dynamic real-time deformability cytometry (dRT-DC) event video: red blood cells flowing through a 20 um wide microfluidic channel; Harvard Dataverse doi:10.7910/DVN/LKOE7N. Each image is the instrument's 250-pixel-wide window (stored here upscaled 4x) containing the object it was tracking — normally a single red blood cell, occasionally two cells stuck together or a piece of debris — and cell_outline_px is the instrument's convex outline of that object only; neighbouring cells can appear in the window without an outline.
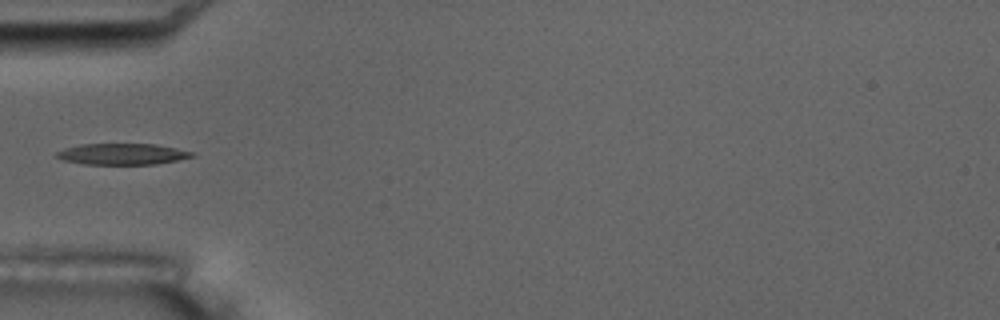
{"species": "common noctule bat (a hibernating species)", "species_latin": "Nyctalus noctula", "temperature_condition": "room temperature", "stored_images_in_passage": 17, "camera_frame_rate_fps": 3000, "um_per_image_px": 0.085, "animal": {"sex": "male", "body_mass_g": 17.5, "forearm_length_mm": 52.3}, "frame": {"image": 1, "passage_image": 6, "time_ms": 5.667, "image_size_px": [1000, 320], "cell_outline_px": [[196, 156], [156, 164], [84, 164], [64, 160], [56, 156], [56, 152], [64, 148], [80, 144], [156, 144], [196, 152]], "centroid_in_image_um": [10.43, 13.09], "position_along_channel_um": 74.6, "area_um2": 16.7}}
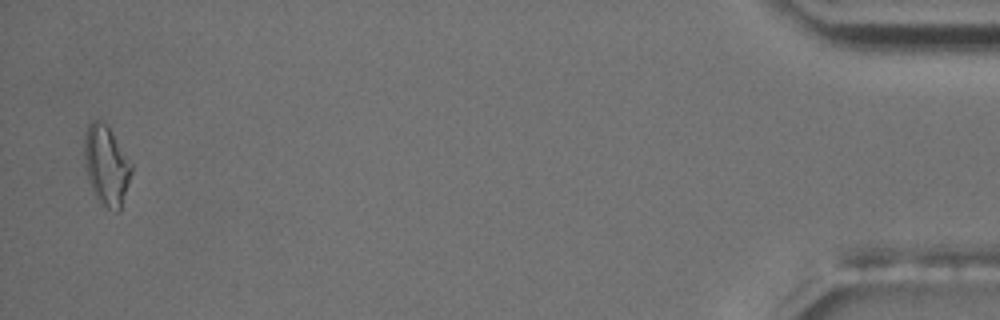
{"frame": {"image": 2, "passage_image": 17, "time_ms": 18.333, "image_size_px": [1000, 320], "cell_outline_px": [[132, 172], [120, 212], [116, 212], [108, 208], [96, 196], [88, 180], [84, 164], [84, 132], [88, 124], [92, 120], [100, 120], [108, 128], [132, 164]], "centroid_in_image_um": [9.02, 14.06], "position_along_channel_um": 426.2, "area_um2": 21.62}, "authors_computed_cell_mechanics": {"area_um2": 16.762, "velocity_mm_per_s": 3.4668, "shape_relaxation_time_tau1_ms": 5.5749, "shape_relaxation_time_tau2_ms": 3.5776, "deformation_change_tau1": 0.2125, "deformation_change_tau2": 0.1287}}